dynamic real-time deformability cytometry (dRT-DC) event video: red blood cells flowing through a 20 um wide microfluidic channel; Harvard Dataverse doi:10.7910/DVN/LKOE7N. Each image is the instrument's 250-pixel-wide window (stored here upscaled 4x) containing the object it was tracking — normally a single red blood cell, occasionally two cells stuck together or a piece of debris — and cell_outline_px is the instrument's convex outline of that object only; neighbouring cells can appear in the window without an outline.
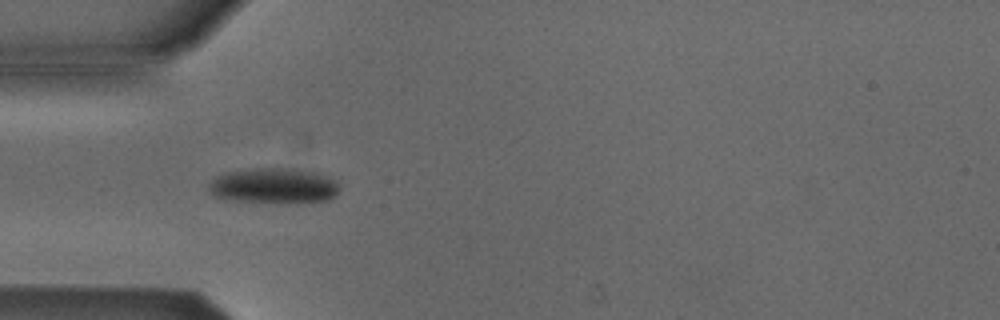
{"species": "Egyptian fruit bat (a non-hibernating species)", "species_latin": "Rousettus aegyptiacus", "temperature_condition": "cold", "stored_images_in_passage": 5, "camera_frame_rate_fps": 3000, "um_per_image_px": 0.085, "animal": {"sex": "male"}, "frame": {"image": 1, "passage_image": 4, "time_ms": 3.333, "image_size_px": [1000, 320], "cell_outline_px": [[340, 188], [328, 200], [296, 204], [276, 204], [224, 200], [208, 192], [208, 184], [212, 180], [228, 172], [256, 168], [280, 168], [320, 172], [336, 180], [340, 184]], "centroid_in_image_um": [23.3, 15.83], "position_along_channel_um": 61.7, "area_um2": 27.69}}
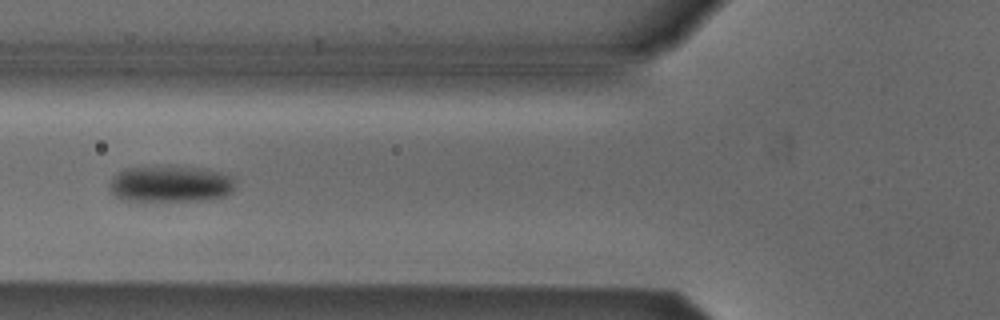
{"frame": {"image": 2, "passage_image": 5, "time_ms": 4.667, "image_size_px": [1000, 320], "cell_outline_px": [[236, 176], [232, 192], [228, 196], [212, 200], [120, 200], [108, 188], [108, 184], [112, 176], [116, 172], [124, 168], [168, 164], [172, 164], [204, 168]], "centroid_in_image_um": [14.5, 15.59], "position_along_channel_um": 111.3, "area_um2": 27.86}}